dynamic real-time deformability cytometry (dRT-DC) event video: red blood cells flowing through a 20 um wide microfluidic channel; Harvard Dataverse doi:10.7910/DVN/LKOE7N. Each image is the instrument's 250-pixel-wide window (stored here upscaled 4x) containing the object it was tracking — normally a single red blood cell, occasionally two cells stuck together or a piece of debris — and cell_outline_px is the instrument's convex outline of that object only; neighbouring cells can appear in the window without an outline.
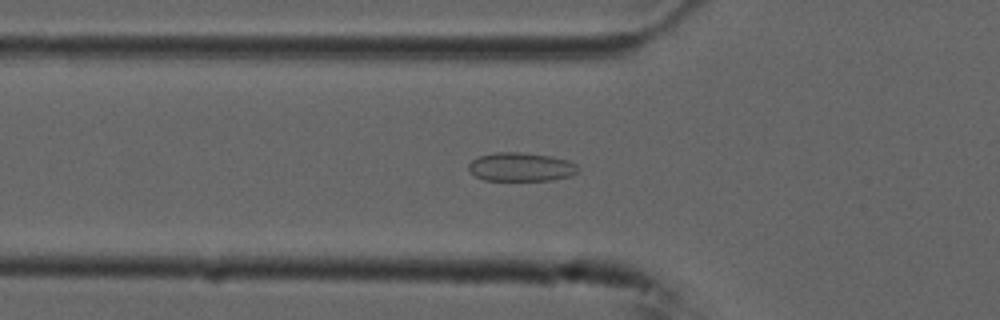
{"species": "common noctule bat (a hibernating species)", "species_latin": "Nyctalus noctula", "temperature_condition": "cold", "stored_images_in_passage": 46, "camera_frame_rate_fps": 3000, "um_per_image_px": 0.085, "animal": {"sex": "male", "forearm_length_mm": 52.5}, "frame": {"image": 1, "passage_image": 17, "time_ms": 5.333, "image_size_px": [1000, 320], "cell_outline_px": [[580, 172], [568, 176], [552, 180], [484, 180], [476, 176], [468, 168], [468, 164], [472, 160], [480, 156], [496, 152], [520, 152], [552, 156], [568, 160], [576, 164], [580, 168]], "centroid_in_image_um": [44.32, 14.18], "position_along_channel_um": 81.5, "area_um2": 18.32}}
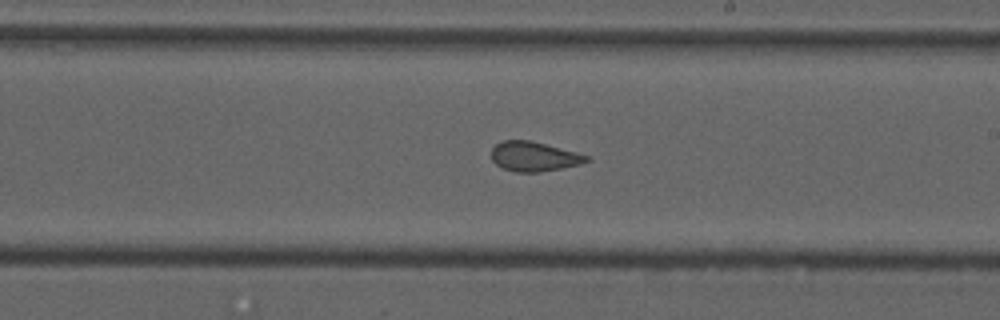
{"frame": {"image": 2, "passage_image": 30, "time_ms": 9.667, "image_size_px": [1000, 320], "cell_outline_px": [[592, 160], [580, 164], [540, 172], [516, 172], [504, 168], [496, 164], [492, 160], [492, 148], [496, 144], [504, 140], [532, 140], [576, 152], [588, 156]], "centroid_in_image_um": [45.4, 13.29], "position_along_channel_um": 243.6, "area_um2": 16.36}}
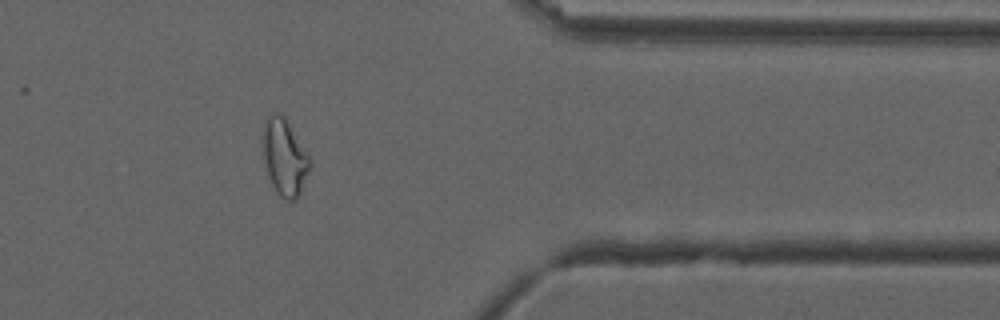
{"frame": {"image": 3, "passage_image": 43, "time_ms": 14.0, "image_size_px": [1000, 320], "cell_outline_px": [[312, 164], [300, 192], [296, 200], [288, 200], [280, 196], [276, 192], [272, 184], [268, 172], [264, 156], [264, 120], [272, 112], [276, 112], [284, 116], [312, 160]], "centroid_in_image_um": [24.22, 13.36], "position_along_channel_um": 387.2, "area_um2": 20.58}, "authors_computed_cell_mechanics": {"area_um2": 18.3804, "velocity_mm_per_s": 3.7282, "shape_relaxation_time_tau1_ms": null, "shape_relaxation_time_tau2_ms": 1.4727, "deformation_change_tau1": null, "deformation_change_tau2": 0.0635}}